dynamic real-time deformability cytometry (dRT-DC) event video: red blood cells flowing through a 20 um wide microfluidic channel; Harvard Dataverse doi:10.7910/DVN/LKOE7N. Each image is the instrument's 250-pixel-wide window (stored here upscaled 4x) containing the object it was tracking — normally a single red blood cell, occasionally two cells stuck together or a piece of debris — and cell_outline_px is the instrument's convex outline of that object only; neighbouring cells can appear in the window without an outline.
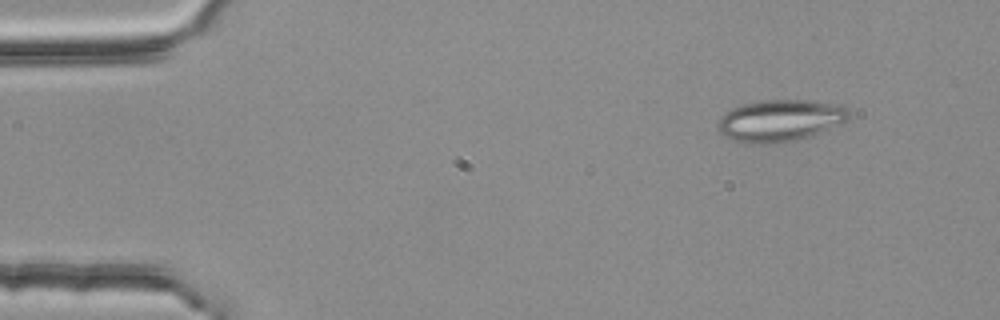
{"species": "common noctule bat (a hibernating species)", "species_latin": "Nyctalus noctula", "temperature_condition": "room temperature", "stored_images_in_passage": 4, "camera_frame_rate_fps": 3000, "um_per_image_px": 0.085, "animal": {"sex": "female", "body_mass_g": 25.1}, "frame": {"image": 1, "passage_image": 1, "time_ms": 0.0, "image_size_px": [1000, 320], "cell_outline_px": [[848, 120], [808, 136], [796, 140], [764, 144], [744, 144], [732, 140], [720, 132], [716, 128], [716, 124], [720, 116], [724, 112], [740, 104], [760, 100], [808, 100], [840, 104], [848, 108]], "centroid_in_image_um": [66.23, 10.23], "position_along_channel_um": 18.8, "area_um2": 32.08}}